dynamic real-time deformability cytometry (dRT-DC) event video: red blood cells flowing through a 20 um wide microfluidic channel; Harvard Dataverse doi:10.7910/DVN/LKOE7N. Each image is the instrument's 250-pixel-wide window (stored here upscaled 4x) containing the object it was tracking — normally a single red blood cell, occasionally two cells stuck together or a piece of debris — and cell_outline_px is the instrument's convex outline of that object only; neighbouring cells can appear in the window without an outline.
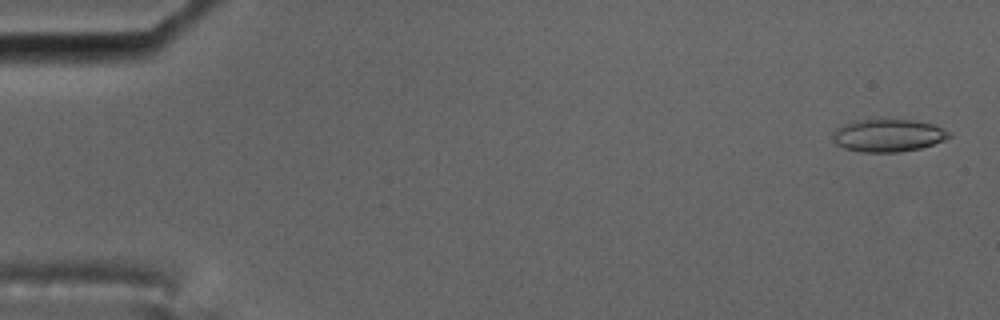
{"species": "common noctule bat (a hibernating species)", "species_latin": "Nyctalus noctula", "temperature_condition": "cold", "stored_images_in_passage": 5, "segment_of_instrument_passage": [2, 2], "camera_frame_rate_fps": 3000, "um_per_image_px": 0.085, "animal": {"sex": "male", "body_mass_g": 17.5, "forearm_length_mm": 52.3}, "frame": {"image": 1, "passage_image": 5, "time_ms": 1.333, "image_size_px": [1000, 320], "cell_outline_px": [[952, 136], [944, 140], [920, 148], [900, 152], [860, 152], [844, 148], [836, 144], [832, 136], [832, 132], [840, 124], [852, 120], [884, 116], [912, 120], [932, 124], [952, 132]], "centroid_in_image_um": [75.44, 11.46], "position_along_channel_um": 9.6, "area_um2": 23.12}}